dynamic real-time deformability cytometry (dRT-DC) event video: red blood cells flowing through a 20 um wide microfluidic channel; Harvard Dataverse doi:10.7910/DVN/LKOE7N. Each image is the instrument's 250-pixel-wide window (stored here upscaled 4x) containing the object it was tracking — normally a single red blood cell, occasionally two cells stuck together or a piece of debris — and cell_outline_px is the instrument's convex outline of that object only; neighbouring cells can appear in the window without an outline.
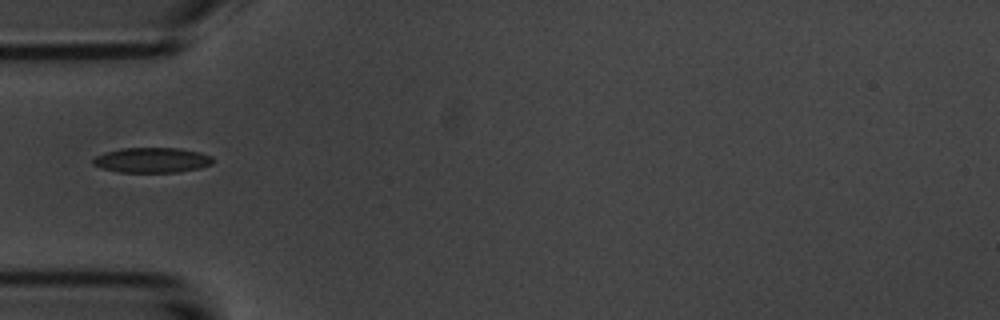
{"species": "common noctule bat (a hibernating species)", "species_latin": "Nyctalus noctula", "temperature_condition": "room temperature", "stored_images_in_passage": 9, "camera_frame_rate_fps": 3000, "um_per_image_px": 0.085, "animal": {"sex": "male", "body_mass_g": 20.1, "forearm_length_mm": 53.5}, "frame": {"image": 1, "passage_image": 6, "time_ms": 5.667, "image_size_px": [1000, 320], "cell_outline_px": [[212, 164], [200, 168], [180, 172], [120, 172], [104, 168], [92, 164], [92, 160], [96, 156], [104, 152], [120, 148], [180, 148], [200, 152], [212, 156]], "centroid_in_image_um": [12.93, 13.6], "position_along_channel_um": 72.1, "area_um2": 17.57}}
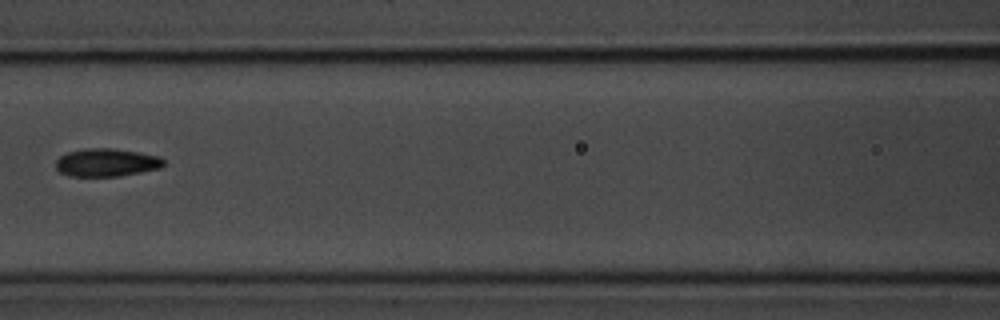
{"frame": {"image": 2, "passage_image": 8, "time_ms": 8.0, "image_size_px": [1000, 320], "cell_outline_px": [[164, 164], [160, 168], [120, 176], [68, 176], [60, 172], [56, 168], [56, 160], [60, 156], [68, 152], [84, 148], [112, 148], [160, 156], [164, 160]], "centroid_in_image_um": [9.03, 13.81], "position_along_channel_um": 157.6, "area_um2": 17.57}}
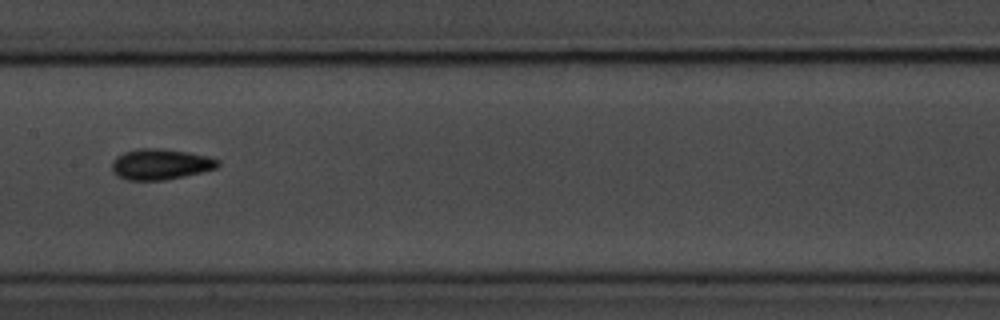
{"frame": {"image": 3, "passage_image": 9, "time_ms": 9.0, "image_size_px": [1000, 320], "cell_outline_px": [[220, 164], [216, 168], [184, 176], [164, 180], [128, 180], [116, 176], [112, 172], [112, 164], [116, 156], [124, 152], [136, 148], [164, 148], [188, 152], [208, 156], [220, 160]], "centroid_in_image_um": [13.62, 13.95], "position_along_channel_um": 193.8, "area_um2": 19.13}}